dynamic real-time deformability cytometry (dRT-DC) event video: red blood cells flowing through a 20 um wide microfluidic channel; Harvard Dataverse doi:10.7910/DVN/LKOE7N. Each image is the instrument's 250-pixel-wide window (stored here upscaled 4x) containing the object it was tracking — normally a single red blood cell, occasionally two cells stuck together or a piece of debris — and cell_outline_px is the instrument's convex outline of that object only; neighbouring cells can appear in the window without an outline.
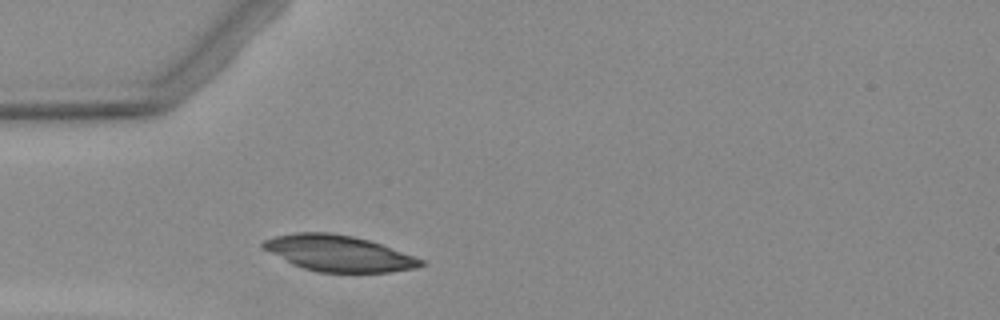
{"species": "Egyptian fruit bat (a non-hibernating species)", "species_latin": "Rousettus aegyptiacus", "temperature_condition": "warm", "stored_images_in_passage": 1, "camera_frame_rate_fps": 3000, "um_per_image_px": 0.085, "animal": {"sex": "female"}, "frame": {"image": 1, "passage_image": 1, "time_ms": 0.0, "image_size_px": [1000, 320], "cell_outline_px": [[424, 264], [416, 268], [388, 272], [316, 272], [292, 264], [260, 248], [260, 244], [264, 240], [276, 236], [296, 232], [332, 232], [352, 236], [368, 240], [380, 244], [424, 260]], "centroid_in_image_um": [28.72, 21.53], "position_along_channel_um": 56.3, "area_um2": 32.95}}